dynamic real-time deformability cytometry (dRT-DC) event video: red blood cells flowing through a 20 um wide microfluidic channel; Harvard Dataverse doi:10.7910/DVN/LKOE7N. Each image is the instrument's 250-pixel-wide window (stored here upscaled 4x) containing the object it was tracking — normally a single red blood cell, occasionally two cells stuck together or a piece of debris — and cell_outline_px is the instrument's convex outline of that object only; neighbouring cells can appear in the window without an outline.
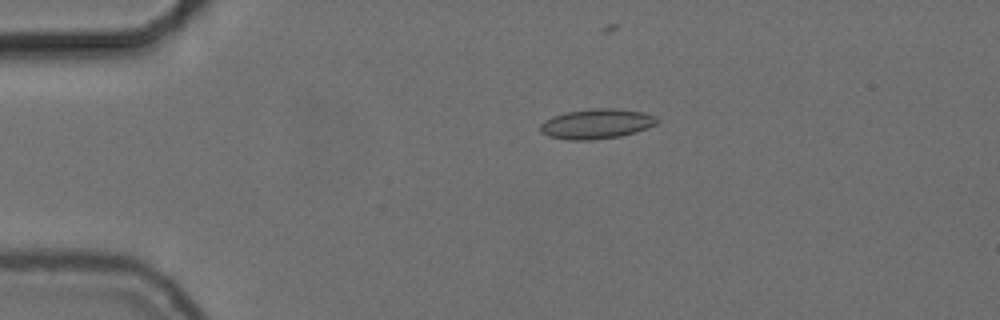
{"species": "common noctule bat (a hibernating species)", "species_latin": "Nyctalus noctula", "temperature_condition": "cold", "stored_images_in_passage": 46, "camera_frame_rate_fps": 3000, "um_per_image_px": 0.085, "animal": {"sex": "female", "body_mass_g": 24.6, "forearm_length_mm": 56.2}, "frame": {"image": 1, "passage_image": 12, "time_ms": 3.667, "image_size_px": [1000, 320], "cell_outline_px": [[660, 120], [656, 124], [636, 132], [620, 136], [592, 140], [568, 140], [548, 136], [540, 132], [540, 124], [544, 120], [552, 116], [564, 112], [592, 108], [616, 108], [644, 112], [656, 116]], "centroid_in_image_um": [50.69, 10.52], "position_along_channel_um": 34.3, "area_um2": 20.63}}
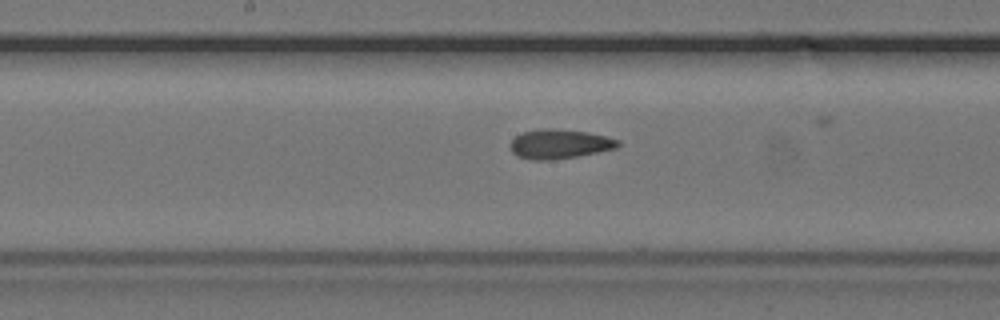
{"frame": {"image": 2, "passage_image": 29, "time_ms": 9.333, "image_size_px": [1000, 320], "cell_outline_px": [[620, 144], [616, 148], [576, 156], [552, 160], [532, 160], [516, 156], [512, 152], [512, 140], [516, 136], [524, 132], [540, 128], [552, 128], [588, 132], [620, 140]], "centroid_in_image_um": [47.55, 12.23], "position_along_channel_um": 200.6, "area_um2": 18.26}}
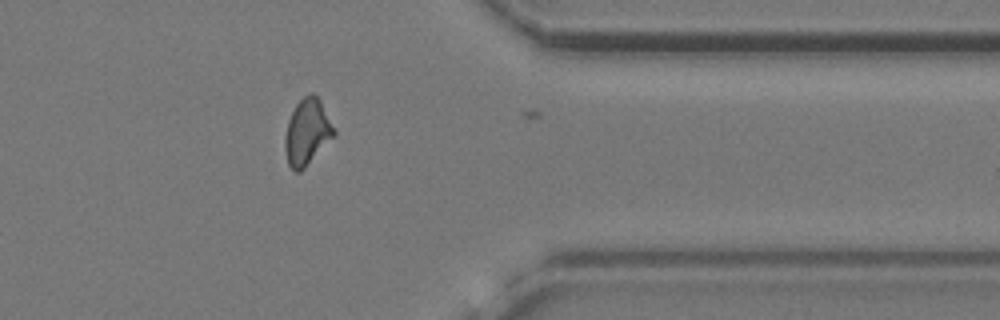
{"frame": {"image": 3, "passage_image": 45, "time_ms": 14.667, "image_size_px": [1000, 320], "cell_outline_px": [[336, 132], [304, 168], [300, 172], [296, 172], [288, 164], [284, 148], [284, 140], [288, 120], [296, 104], [304, 96], [312, 92], [320, 100], [336, 128]], "centroid_in_image_um": [26.1, 11.2], "position_along_channel_um": 385.3, "area_um2": 18.61}, "authors_computed_cell_mechanics": {"area_um2": 18.3804, "velocity_mm_per_s": 3.717, "shape_relaxation_time_tau1_ms": 4.6864, "shape_relaxation_time_tau2_ms": 3.8473, "deformation_change_tau1": 0.1323, "deformation_change_tau2": 0.1244}}